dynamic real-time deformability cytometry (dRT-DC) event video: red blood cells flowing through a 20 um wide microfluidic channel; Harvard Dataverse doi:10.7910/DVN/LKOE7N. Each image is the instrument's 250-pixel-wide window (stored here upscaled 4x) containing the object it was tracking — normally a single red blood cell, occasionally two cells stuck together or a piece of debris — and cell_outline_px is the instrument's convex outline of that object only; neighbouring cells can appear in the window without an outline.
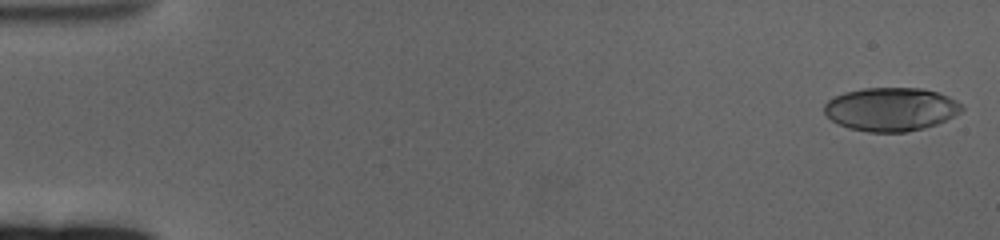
{"species": "human", "species_latin": "Homo sapiens", "temperature_condition": "cold", "stored_images_in_passage": 62, "camera_frame_rate_fps": 3000, "um_per_image_px": 0.085, "donor": {"sex": "female"}, "frame": {"image": 1, "passage_image": 2, "time_ms": 0.333, "image_size_px": [1000, 240], "cell_outline_px": [[964, 108], [960, 112], [936, 124], [924, 128], [908, 132], [868, 132], [848, 128], [832, 120], [824, 112], [824, 104], [828, 100], [844, 92], [864, 88], [924, 88], [940, 92], [956, 100]], "centroid_in_image_um": [75.73, 9.28], "position_along_channel_um": 9.3, "area_um2": 34.85}}
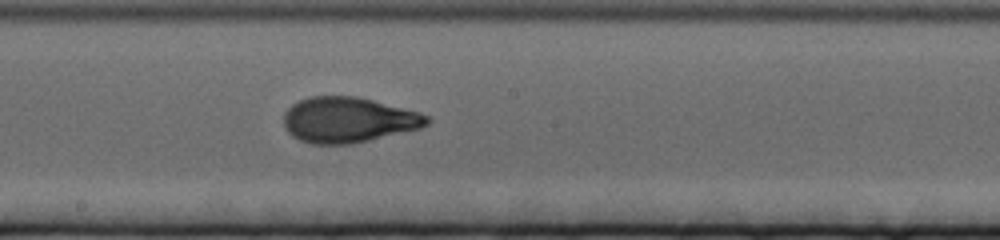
{"frame": {"image": 2, "passage_image": 35, "time_ms": 11.333, "image_size_px": [1000, 240], "cell_outline_px": [[432, 120], [428, 124], [420, 128], [352, 144], [312, 144], [300, 140], [292, 136], [284, 128], [284, 112], [292, 104], [300, 100], [312, 96], [356, 96], [420, 112], [428, 116]], "centroid_in_image_um": [29.59, 10.19], "position_along_channel_um": 218.6, "area_um2": 37.92}}
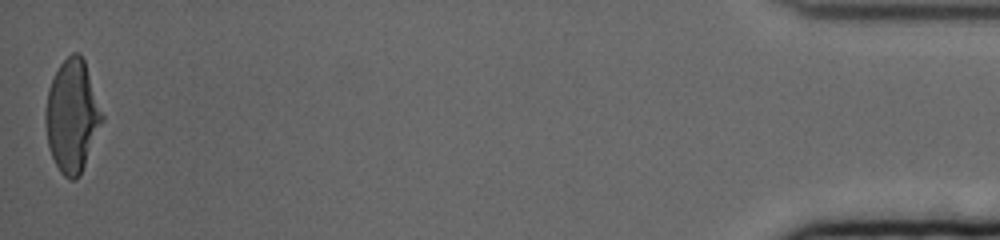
{"frame": {"image": 3, "passage_image": 62, "time_ms": 20.333, "image_size_px": [1000, 240], "cell_outline_px": [[104, 120], [80, 176], [76, 180], [68, 180], [60, 172], [52, 156], [48, 144], [44, 124], [44, 112], [48, 88], [60, 64], [72, 52], [80, 52], [84, 60], [104, 116]], "centroid_in_image_um": [6.13, 9.88], "position_along_channel_um": 429.1, "area_um2": 37.22}, "authors_computed_cell_mechanics": {"area_um2": 36.5296, "velocity_mm_per_s": 3.3033, "shape_relaxation_time_tau1_ms": 4.7645, "shape_relaxation_time_tau2_ms": 1.1976, "deformation_change_tau1": 0.2371, "deformation_change_tau2": 0.0746}}